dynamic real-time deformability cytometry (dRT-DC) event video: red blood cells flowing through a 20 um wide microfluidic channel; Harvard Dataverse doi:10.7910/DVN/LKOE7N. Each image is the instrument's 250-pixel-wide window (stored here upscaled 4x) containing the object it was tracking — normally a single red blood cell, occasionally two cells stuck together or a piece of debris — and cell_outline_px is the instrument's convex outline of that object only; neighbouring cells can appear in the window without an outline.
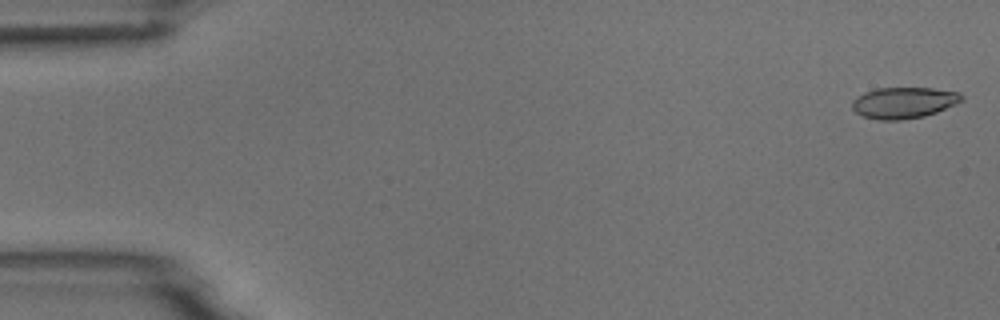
{"species": "common noctule bat (a hibernating species)", "species_latin": "Nyctalus noctula", "temperature_condition": "room temperature", "stored_images_in_passage": 5, "camera_frame_rate_fps": 3000, "um_per_image_px": 0.085, "animal": {"sex": "male", "body_mass_g": 18.8}, "frame": {"image": 1, "passage_image": 1, "time_ms": 0.0, "image_size_px": [1000, 320], "cell_outline_px": [[964, 100], [956, 104], [936, 112], [924, 116], [900, 120], [880, 120], [864, 116], [856, 112], [852, 108], [852, 100], [856, 96], [864, 92], [876, 88], [932, 88], [960, 92], [964, 96]], "centroid_in_image_um": [76.83, 8.72], "position_along_channel_um": 8.2, "area_um2": 20.0}}